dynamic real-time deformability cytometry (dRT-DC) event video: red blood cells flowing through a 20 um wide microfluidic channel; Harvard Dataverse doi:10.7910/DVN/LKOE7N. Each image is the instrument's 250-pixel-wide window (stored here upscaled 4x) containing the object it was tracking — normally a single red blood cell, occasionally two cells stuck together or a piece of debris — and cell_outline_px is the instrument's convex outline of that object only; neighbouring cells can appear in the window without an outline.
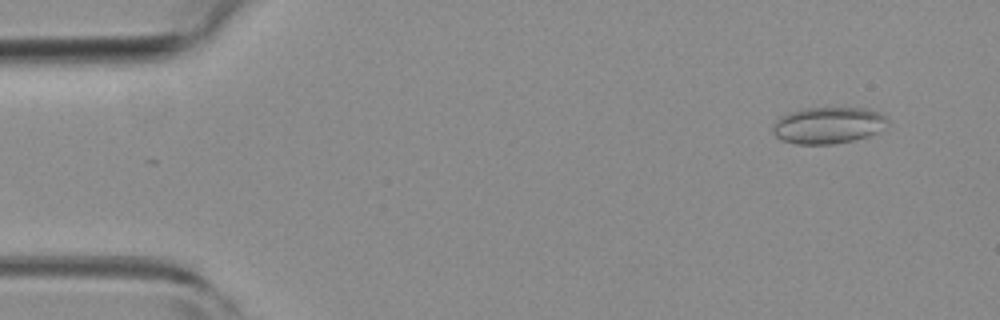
{"species": "common noctule bat (a hibernating species)", "species_latin": "Nyctalus noctula", "temperature_condition": "room temperature", "stored_images_in_passage": 51, "camera_frame_rate_fps": 3000, "um_per_image_px": 0.085, "animal": {"sex": "female", "body_mass_g": 19.3, "forearm_length_mm": 54.1}, "frame": {"image": 1, "passage_image": 4, "time_ms": 1.0, "image_size_px": [1000, 320], "cell_outline_px": [[888, 128], [868, 136], [852, 140], [832, 144], [796, 144], [784, 140], [776, 136], [772, 132], [772, 128], [776, 120], [780, 116], [788, 112], [800, 108], [868, 108], [880, 112], [888, 120]], "centroid_in_image_um": [70.41, 10.64], "position_along_channel_um": 14.6, "area_um2": 24.74}}
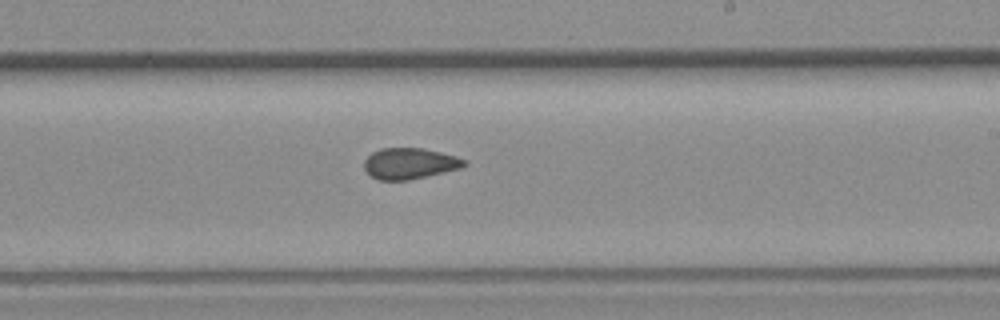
{"frame": {"image": 2, "passage_image": 30, "time_ms": 9.667, "image_size_px": [1000, 320], "cell_outline_px": [[468, 164], [460, 168], [444, 172], [408, 180], [380, 180], [372, 176], [364, 168], [364, 160], [372, 152], [380, 148], [424, 148], [456, 156], [468, 160]], "centroid_in_image_um": [34.84, 13.88], "position_along_channel_um": 254.2, "area_um2": 18.09}}
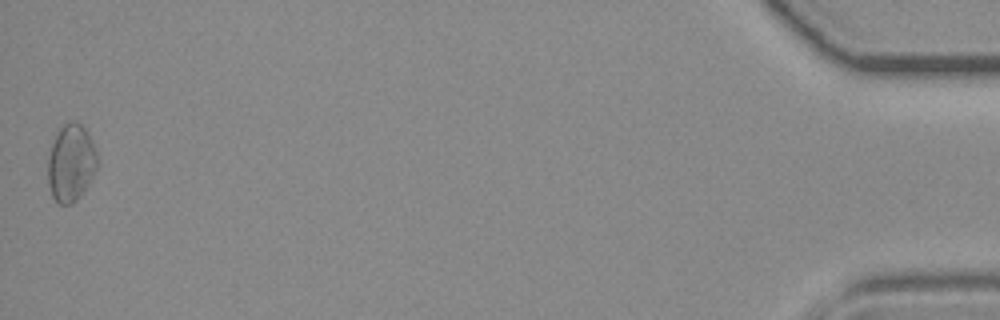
{"frame": {"image": 3, "passage_image": 51, "time_ms": 16.667, "image_size_px": [1000, 320], "cell_outline_px": [[100, 160], [88, 184], [76, 200], [72, 204], [60, 204], [52, 196], [48, 184], [48, 156], [56, 132], [64, 124], [72, 120], [76, 120], [84, 128]], "centroid_in_image_um": [6.02, 13.84], "position_along_channel_um": 429.2, "area_um2": 22.08}, "authors_computed_cell_mechanics": {"area_um2": 19.2474, "velocity_mm_per_s": 3.9716, "shape_relaxation_time_tau1_ms": 7.724, "shape_relaxation_time_tau2_ms": 3.248, "deformation_change_tau1": 0.1018, "deformation_change_tau2": 0.0698}}